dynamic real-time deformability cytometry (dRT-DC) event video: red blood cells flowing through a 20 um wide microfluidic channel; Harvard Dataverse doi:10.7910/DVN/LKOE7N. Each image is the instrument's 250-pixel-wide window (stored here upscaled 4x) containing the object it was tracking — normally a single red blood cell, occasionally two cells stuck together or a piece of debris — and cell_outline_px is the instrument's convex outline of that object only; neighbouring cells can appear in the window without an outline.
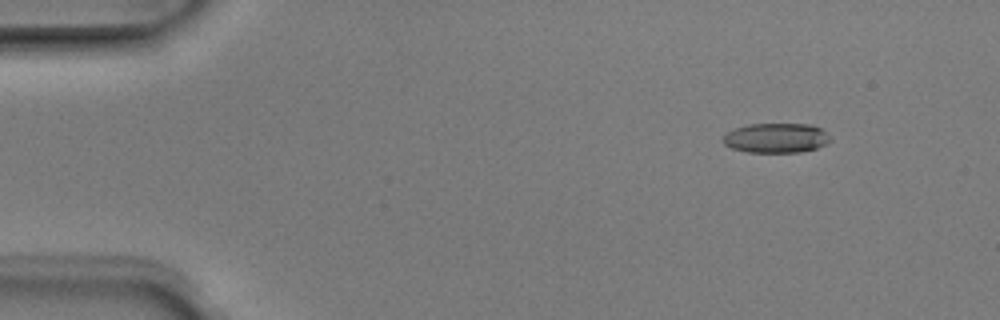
{"species": "Egyptian fruit bat (a non-hibernating species)", "species_latin": "Rousettus aegyptiacus", "temperature_condition": "room temperature", "stored_images_in_passage": 6, "camera_frame_rate_fps": 3000, "um_per_image_px": 0.085, "animal": {"sex": "male"}, "frame": {"image": 1, "passage_image": 2, "time_ms": 0.333, "image_size_px": [1000, 320], "cell_outline_px": [[832, 140], [816, 148], [800, 152], [748, 152], [732, 148], [724, 144], [724, 136], [728, 132], [736, 128], [748, 124], [812, 124], [820, 128]], "centroid_in_image_um": [65.97, 11.72], "position_along_channel_um": 19.0, "area_um2": 18.32}}
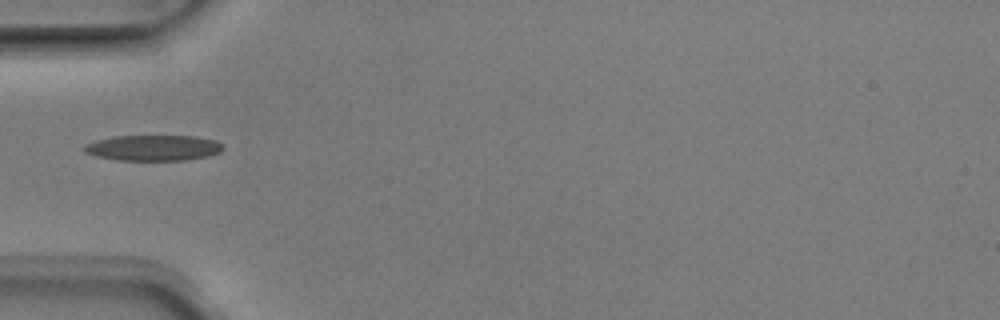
{"frame": {"image": 2, "passage_image": 5, "time_ms": 1.333, "image_size_px": [1000, 320], "cell_outline_px": [[224, 148], [220, 152], [208, 156], [184, 160], [116, 160], [96, 156], [84, 152], [84, 144], [96, 140], [112, 136], [196, 136], [216, 140], [224, 144]], "centroid_in_image_um": [13.04, 12.56], "position_along_channel_um": 72.0, "area_um2": 20.92}}
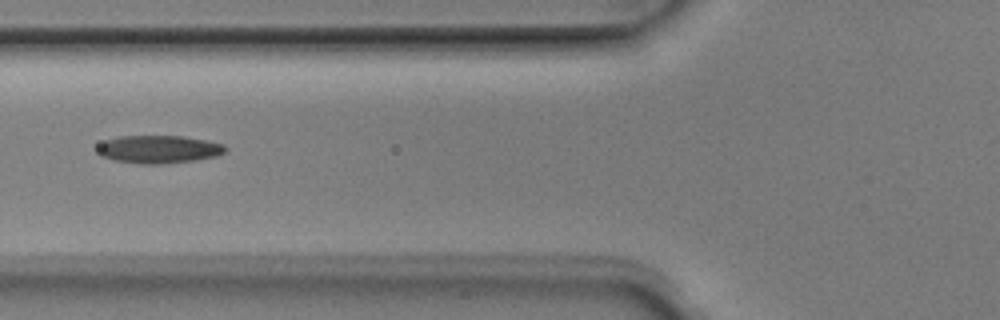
{"frame": {"image": 3, "passage_image": 6, "time_ms": 1.667, "image_size_px": [1000, 320], "cell_outline_px": [[228, 148], [224, 152], [216, 156], [196, 160], [164, 164], [140, 164], [112, 160], [100, 156], [96, 152], [96, 148], [104, 140], [120, 136], [180, 136], [204, 140], [224, 144]], "centroid_in_image_um": [13.44, 12.7], "position_along_channel_um": 112.4, "area_um2": 20.98}}